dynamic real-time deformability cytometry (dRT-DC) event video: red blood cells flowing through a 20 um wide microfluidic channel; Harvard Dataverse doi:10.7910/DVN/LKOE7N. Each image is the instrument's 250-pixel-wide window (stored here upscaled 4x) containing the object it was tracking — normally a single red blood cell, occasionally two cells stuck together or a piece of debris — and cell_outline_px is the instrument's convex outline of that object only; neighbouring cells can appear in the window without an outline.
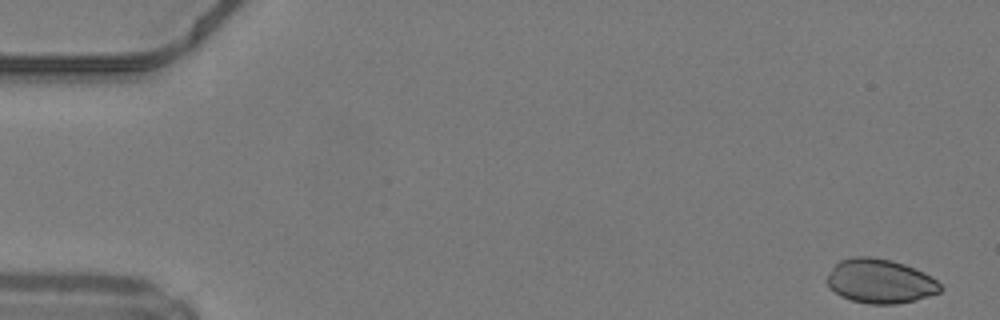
{"species": "common noctule bat (a hibernating species)", "species_latin": "Nyctalus noctula", "temperature_condition": "warm", "stored_images_in_passage": 48, "camera_frame_rate_fps": 3000, "um_per_image_px": 0.085, "animal": {"sex": "male", "body_mass_g": 19.2, "forearm_length_mm": 51.8}, "frame": {"image": 1, "passage_image": 1, "time_ms": 0.0, "image_size_px": [1000, 320], "cell_outline_px": [[944, 288], [940, 292], [916, 300], [896, 304], [868, 304], [852, 300], [840, 296], [824, 280], [832, 268], [840, 260], [856, 256], [872, 256], [892, 260], [904, 264], [924, 272], [936, 280]], "centroid_in_image_um": [74.81, 23.9], "position_along_channel_um": 10.2, "area_um2": 29.3}}
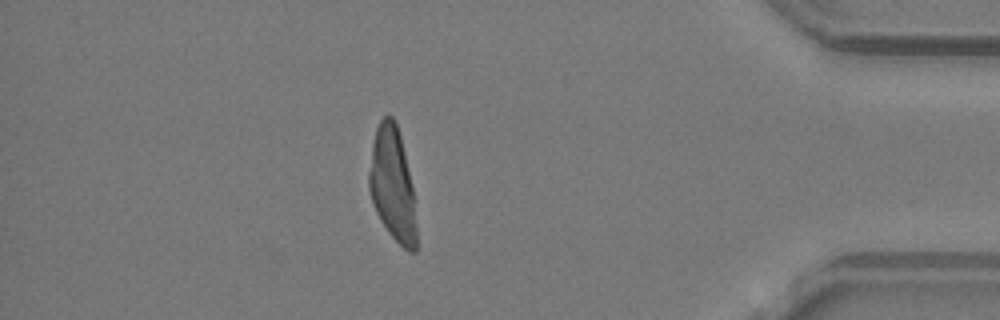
{"frame": {"image": 2, "passage_image": 42, "time_ms": 13.667, "image_size_px": [1000, 320], "cell_outline_px": [[416, 252], [408, 252], [388, 232], [380, 220], [372, 204], [368, 188], [368, 172], [372, 144], [376, 128], [380, 120], [388, 112], [396, 120], [404, 152], [412, 188], [416, 224]], "centroid_in_image_um": [33.33, 15.66], "position_along_channel_um": 401.9, "area_um2": 31.39}}